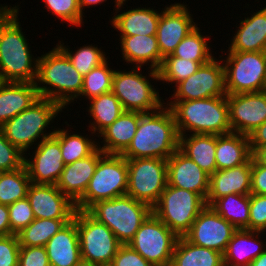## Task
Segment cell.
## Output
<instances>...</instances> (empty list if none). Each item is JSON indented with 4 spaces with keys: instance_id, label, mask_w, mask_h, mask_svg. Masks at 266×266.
<instances>
[{
    "instance_id": "obj_1",
    "label": "cell",
    "mask_w": 266,
    "mask_h": 266,
    "mask_svg": "<svg viewBox=\"0 0 266 266\" xmlns=\"http://www.w3.org/2000/svg\"><path fill=\"white\" fill-rule=\"evenodd\" d=\"M19 10V5H0V80L35 83L39 56L31 53Z\"/></svg>"
},
{
    "instance_id": "obj_2",
    "label": "cell",
    "mask_w": 266,
    "mask_h": 266,
    "mask_svg": "<svg viewBox=\"0 0 266 266\" xmlns=\"http://www.w3.org/2000/svg\"><path fill=\"white\" fill-rule=\"evenodd\" d=\"M179 149V134L170 108L164 104L150 113H139L136 133L127 149L125 159L159 158L167 160Z\"/></svg>"
},
{
    "instance_id": "obj_3",
    "label": "cell",
    "mask_w": 266,
    "mask_h": 266,
    "mask_svg": "<svg viewBox=\"0 0 266 266\" xmlns=\"http://www.w3.org/2000/svg\"><path fill=\"white\" fill-rule=\"evenodd\" d=\"M83 78L57 45L38 58L35 85L39 97L51 99L63 109L72 101L80 100Z\"/></svg>"
},
{
    "instance_id": "obj_4",
    "label": "cell",
    "mask_w": 266,
    "mask_h": 266,
    "mask_svg": "<svg viewBox=\"0 0 266 266\" xmlns=\"http://www.w3.org/2000/svg\"><path fill=\"white\" fill-rule=\"evenodd\" d=\"M179 136L191 134L225 135L231 133L227 96L186 101H167ZM187 132V133H186Z\"/></svg>"
},
{
    "instance_id": "obj_5",
    "label": "cell",
    "mask_w": 266,
    "mask_h": 266,
    "mask_svg": "<svg viewBox=\"0 0 266 266\" xmlns=\"http://www.w3.org/2000/svg\"><path fill=\"white\" fill-rule=\"evenodd\" d=\"M62 109L55 101L39 97L29 108L5 122L0 129L12 145L27 154L31 147L54 135L55 127L49 132L45 129L54 123L53 120L60 112H64Z\"/></svg>"
},
{
    "instance_id": "obj_6",
    "label": "cell",
    "mask_w": 266,
    "mask_h": 266,
    "mask_svg": "<svg viewBox=\"0 0 266 266\" xmlns=\"http://www.w3.org/2000/svg\"><path fill=\"white\" fill-rule=\"evenodd\" d=\"M87 212L105 224L122 245H128L152 208L129 195L103 200L93 204Z\"/></svg>"
},
{
    "instance_id": "obj_7",
    "label": "cell",
    "mask_w": 266,
    "mask_h": 266,
    "mask_svg": "<svg viewBox=\"0 0 266 266\" xmlns=\"http://www.w3.org/2000/svg\"><path fill=\"white\" fill-rule=\"evenodd\" d=\"M142 67L131 70H115L112 92L120 100L125 111L150 113L160 109L165 103L151 80L159 81V73L151 69L149 76H143ZM160 96V97H159Z\"/></svg>"
},
{
    "instance_id": "obj_8",
    "label": "cell",
    "mask_w": 266,
    "mask_h": 266,
    "mask_svg": "<svg viewBox=\"0 0 266 266\" xmlns=\"http://www.w3.org/2000/svg\"><path fill=\"white\" fill-rule=\"evenodd\" d=\"M127 188V159L122 155L104 154L85 193L75 202L76 210L87 211L96 202L126 195Z\"/></svg>"
},
{
    "instance_id": "obj_9",
    "label": "cell",
    "mask_w": 266,
    "mask_h": 266,
    "mask_svg": "<svg viewBox=\"0 0 266 266\" xmlns=\"http://www.w3.org/2000/svg\"><path fill=\"white\" fill-rule=\"evenodd\" d=\"M226 52L222 58L226 94L265 91L266 52Z\"/></svg>"
},
{
    "instance_id": "obj_10",
    "label": "cell",
    "mask_w": 266,
    "mask_h": 266,
    "mask_svg": "<svg viewBox=\"0 0 266 266\" xmlns=\"http://www.w3.org/2000/svg\"><path fill=\"white\" fill-rule=\"evenodd\" d=\"M206 201L197 193L166 185L152 212L178 237L184 236Z\"/></svg>"
},
{
    "instance_id": "obj_11",
    "label": "cell",
    "mask_w": 266,
    "mask_h": 266,
    "mask_svg": "<svg viewBox=\"0 0 266 266\" xmlns=\"http://www.w3.org/2000/svg\"><path fill=\"white\" fill-rule=\"evenodd\" d=\"M82 261L95 266H109L122 245L114 233L87 211L76 210Z\"/></svg>"
},
{
    "instance_id": "obj_12",
    "label": "cell",
    "mask_w": 266,
    "mask_h": 266,
    "mask_svg": "<svg viewBox=\"0 0 266 266\" xmlns=\"http://www.w3.org/2000/svg\"><path fill=\"white\" fill-rule=\"evenodd\" d=\"M126 194L153 208L167 185V160L159 158L127 159Z\"/></svg>"
},
{
    "instance_id": "obj_13",
    "label": "cell",
    "mask_w": 266,
    "mask_h": 266,
    "mask_svg": "<svg viewBox=\"0 0 266 266\" xmlns=\"http://www.w3.org/2000/svg\"><path fill=\"white\" fill-rule=\"evenodd\" d=\"M178 238L152 212L128 245L153 266H170Z\"/></svg>"
},
{
    "instance_id": "obj_14",
    "label": "cell",
    "mask_w": 266,
    "mask_h": 266,
    "mask_svg": "<svg viewBox=\"0 0 266 266\" xmlns=\"http://www.w3.org/2000/svg\"><path fill=\"white\" fill-rule=\"evenodd\" d=\"M219 57V60L214 57L210 62L201 65L194 74L178 83L169 101L227 96L222 55Z\"/></svg>"
},
{
    "instance_id": "obj_15",
    "label": "cell",
    "mask_w": 266,
    "mask_h": 266,
    "mask_svg": "<svg viewBox=\"0 0 266 266\" xmlns=\"http://www.w3.org/2000/svg\"><path fill=\"white\" fill-rule=\"evenodd\" d=\"M238 229L206 206L184 237L191 243L225 253L228 242Z\"/></svg>"
},
{
    "instance_id": "obj_16",
    "label": "cell",
    "mask_w": 266,
    "mask_h": 266,
    "mask_svg": "<svg viewBox=\"0 0 266 266\" xmlns=\"http://www.w3.org/2000/svg\"><path fill=\"white\" fill-rule=\"evenodd\" d=\"M231 131L249 136L266 121V91L227 95Z\"/></svg>"
},
{
    "instance_id": "obj_17",
    "label": "cell",
    "mask_w": 266,
    "mask_h": 266,
    "mask_svg": "<svg viewBox=\"0 0 266 266\" xmlns=\"http://www.w3.org/2000/svg\"><path fill=\"white\" fill-rule=\"evenodd\" d=\"M31 149H34L32 158L25 155L24 159L31 183L56 185L65 167L60 141L53 135Z\"/></svg>"
},
{
    "instance_id": "obj_18",
    "label": "cell",
    "mask_w": 266,
    "mask_h": 266,
    "mask_svg": "<svg viewBox=\"0 0 266 266\" xmlns=\"http://www.w3.org/2000/svg\"><path fill=\"white\" fill-rule=\"evenodd\" d=\"M184 2L171 3L162 8L157 25V41L160 53L166 57L197 26Z\"/></svg>"
},
{
    "instance_id": "obj_19",
    "label": "cell",
    "mask_w": 266,
    "mask_h": 266,
    "mask_svg": "<svg viewBox=\"0 0 266 266\" xmlns=\"http://www.w3.org/2000/svg\"><path fill=\"white\" fill-rule=\"evenodd\" d=\"M27 199L36 219L72 220L74 218L75 203L56 185L31 183Z\"/></svg>"
},
{
    "instance_id": "obj_20",
    "label": "cell",
    "mask_w": 266,
    "mask_h": 266,
    "mask_svg": "<svg viewBox=\"0 0 266 266\" xmlns=\"http://www.w3.org/2000/svg\"><path fill=\"white\" fill-rule=\"evenodd\" d=\"M167 185L195 192L206 201L209 175L178 149L167 159Z\"/></svg>"
},
{
    "instance_id": "obj_21",
    "label": "cell",
    "mask_w": 266,
    "mask_h": 266,
    "mask_svg": "<svg viewBox=\"0 0 266 266\" xmlns=\"http://www.w3.org/2000/svg\"><path fill=\"white\" fill-rule=\"evenodd\" d=\"M252 157L237 167L216 170L209 176V191L206 205L210 206L216 199L229 194H251Z\"/></svg>"
},
{
    "instance_id": "obj_22",
    "label": "cell",
    "mask_w": 266,
    "mask_h": 266,
    "mask_svg": "<svg viewBox=\"0 0 266 266\" xmlns=\"http://www.w3.org/2000/svg\"><path fill=\"white\" fill-rule=\"evenodd\" d=\"M104 154L98 147L91 155L66 164L56 183L57 188L75 203L85 193L98 160Z\"/></svg>"
},
{
    "instance_id": "obj_23",
    "label": "cell",
    "mask_w": 266,
    "mask_h": 266,
    "mask_svg": "<svg viewBox=\"0 0 266 266\" xmlns=\"http://www.w3.org/2000/svg\"><path fill=\"white\" fill-rule=\"evenodd\" d=\"M126 1H119L115 15L110 20L112 27L120 32L119 36L156 35L157 25L162 11L150 7H137L120 12ZM120 12L119 14H117Z\"/></svg>"
},
{
    "instance_id": "obj_24",
    "label": "cell",
    "mask_w": 266,
    "mask_h": 266,
    "mask_svg": "<svg viewBox=\"0 0 266 266\" xmlns=\"http://www.w3.org/2000/svg\"><path fill=\"white\" fill-rule=\"evenodd\" d=\"M50 266H76L82 262L79 234L73 218L44 246Z\"/></svg>"
},
{
    "instance_id": "obj_25",
    "label": "cell",
    "mask_w": 266,
    "mask_h": 266,
    "mask_svg": "<svg viewBox=\"0 0 266 266\" xmlns=\"http://www.w3.org/2000/svg\"><path fill=\"white\" fill-rule=\"evenodd\" d=\"M119 40L124 62L134 64L133 67L150 65L147 69L159 70L164 57L160 53L156 35L120 36Z\"/></svg>"
},
{
    "instance_id": "obj_26",
    "label": "cell",
    "mask_w": 266,
    "mask_h": 266,
    "mask_svg": "<svg viewBox=\"0 0 266 266\" xmlns=\"http://www.w3.org/2000/svg\"><path fill=\"white\" fill-rule=\"evenodd\" d=\"M251 15L239 22L227 51L266 52V6Z\"/></svg>"
},
{
    "instance_id": "obj_27",
    "label": "cell",
    "mask_w": 266,
    "mask_h": 266,
    "mask_svg": "<svg viewBox=\"0 0 266 266\" xmlns=\"http://www.w3.org/2000/svg\"><path fill=\"white\" fill-rule=\"evenodd\" d=\"M264 234L262 231L238 229L223 254L224 266H249L266 249V241L260 239Z\"/></svg>"
},
{
    "instance_id": "obj_28",
    "label": "cell",
    "mask_w": 266,
    "mask_h": 266,
    "mask_svg": "<svg viewBox=\"0 0 266 266\" xmlns=\"http://www.w3.org/2000/svg\"><path fill=\"white\" fill-rule=\"evenodd\" d=\"M39 94L35 83H0V127L17 114L29 108Z\"/></svg>"
},
{
    "instance_id": "obj_29",
    "label": "cell",
    "mask_w": 266,
    "mask_h": 266,
    "mask_svg": "<svg viewBox=\"0 0 266 266\" xmlns=\"http://www.w3.org/2000/svg\"><path fill=\"white\" fill-rule=\"evenodd\" d=\"M139 123V112L124 111L111 125L105 128L97 137L98 147L105 154L121 155L133 139Z\"/></svg>"
},
{
    "instance_id": "obj_30",
    "label": "cell",
    "mask_w": 266,
    "mask_h": 266,
    "mask_svg": "<svg viewBox=\"0 0 266 266\" xmlns=\"http://www.w3.org/2000/svg\"><path fill=\"white\" fill-rule=\"evenodd\" d=\"M252 157L249 136L239 133L216 135L217 170H225L245 164Z\"/></svg>"
},
{
    "instance_id": "obj_31",
    "label": "cell",
    "mask_w": 266,
    "mask_h": 266,
    "mask_svg": "<svg viewBox=\"0 0 266 266\" xmlns=\"http://www.w3.org/2000/svg\"><path fill=\"white\" fill-rule=\"evenodd\" d=\"M179 150L189 159L193 160L209 176L217 170L215 159L216 135H180Z\"/></svg>"
},
{
    "instance_id": "obj_32",
    "label": "cell",
    "mask_w": 266,
    "mask_h": 266,
    "mask_svg": "<svg viewBox=\"0 0 266 266\" xmlns=\"http://www.w3.org/2000/svg\"><path fill=\"white\" fill-rule=\"evenodd\" d=\"M170 266H224L223 254L189 242L184 236L177 239Z\"/></svg>"
},
{
    "instance_id": "obj_33",
    "label": "cell",
    "mask_w": 266,
    "mask_h": 266,
    "mask_svg": "<svg viewBox=\"0 0 266 266\" xmlns=\"http://www.w3.org/2000/svg\"><path fill=\"white\" fill-rule=\"evenodd\" d=\"M88 114L92 117V123L88 125L92 131L93 136L99 135L105 128L111 125L125 110L120 100L113 94L108 92L101 94L100 96L91 98L89 100ZM97 132V133H96ZM94 134V135H93Z\"/></svg>"
},
{
    "instance_id": "obj_34",
    "label": "cell",
    "mask_w": 266,
    "mask_h": 266,
    "mask_svg": "<svg viewBox=\"0 0 266 266\" xmlns=\"http://www.w3.org/2000/svg\"><path fill=\"white\" fill-rule=\"evenodd\" d=\"M210 207L237 229L249 230V195L229 194L216 199Z\"/></svg>"
},
{
    "instance_id": "obj_35",
    "label": "cell",
    "mask_w": 266,
    "mask_h": 266,
    "mask_svg": "<svg viewBox=\"0 0 266 266\" xmlns=\"http://www.w3.org/2000/svg\"><path fill=\"white\" fill-rule=\"evenodd\" d=\"M68 130V126L67 129H64V127L63 129L56 128L54 133V136L60 141L61 154L65 165L91 155L98 148V141L91 140L90 137L83 136L81 133L71 134Z\"/></svg>"
},
{
    "instance_id": "obj_36",
    "label": "cell",
    "mask_w": 266,
    "mask_h": 266,
    "mask_svg": "<svg viewBox=\"0 0 266 266\" xmlns=\"http://www.w3.org/2000/svg\"><path fill=\"white\" fill-rule=\"evenodd\" d=\"M198 25L192 29L191 32L177 45L175 50L172 52L173 56L183 58L185 60H191L199 62L204 65L210 62L215 56L212 55L213 48H210L209 42L210 37L200 31Z\"/></svg>"
},
{
    "instance_id": "obj_37",
    "label": "cell",
    "mask_w": 266,
    "mask_h": 266,
    "mask_svg": "<svg viewBox=\"0 0 266 266\" xmlns=\"http://www.w3.org/2000/svg\"><path fill=\"white\" fill-rule=\"evenodd\" d=\"M71 220L34 219L17 233L20 246H45L46 243Z\"/></svg>"
},
{
    "instance_id": "obj_38",
    "label": "cell",
    "mask_w": 266,
    "mask_h": 266,
    "mask_svg": "<svg viewBox=\"0 0 266 266\" xmlns=\"http://www.w3.org/2000/svg\"><path fill=\"white\" fill-rule=\"evenodd\" d=\"M31 180L25 165L14 171L0 173V204L10 205L27 198Z\"/></svg>"
},
{
    "instance_id": "obj_39",
    "label": "cell",
    "mask_w": 266,
    "mask_h": 266,
    "mask_svg": "<svg viewBox=\"0 0 266 266\" xmlns=\"http://www.w3.org/2000/svg\"><path fill=\"white\" fill-rule=\"evenodd\" d=\"M59 43V44H58ZM57 46L67 55L74 68L82 75H87L94 67L104 63L108 58L101 50V47L95 45H84L74 52L70 50L69 46L59 41ZM68 47V48H67Z\"/></svg>"
},
{
    "instance_id": "obj_40",
    "label": "cell",
    "mask_w": 266,
    "mask_h": 266,
    "mask_svg": "<svg viewBox=\"0 0 266 266\" xmlns=\"http://www.w3.org/2000/svg\"><path fill=\"white\" fill-rule=\"evenodd\" d=\"M108 59L94 67L83 78V88L80 93V98L83 96L85 99L100 96L101 94L112 91L113 75L115 70L108 66Z\"/></svg>"
},
{
    "instance_id": "obj_41",
    "label": "cell",
    "mask_w": 266,
    "mask_h": 266,
    "mask_svg": "<svg viewBox=\"0 0 266 266\" xmlns=\"http://www.w3.org/2000/svg\"><path fill=\"white\" fill-rule=\"evenodd\" d=\"M200 66L199 62L185 60L169 54L163 58L162 65L158 70L159 80L163 81V84L164 82L166 84H175L172 86L175 87L178 83L194 74Z\"/></svg>"
},
{
    "instance_id": "obj_42",
    "label": "cell",
    "mask_w": 266,
    "mask_h": 266,
    "mask_svg": "<svg viewBox=\"0 0 266 266\" xmlns=\"http://www.w3.org/2000/svg\"><path fill=\"white\" fill-rule=\"evenodd\" d=\"M45 3V9L55 17L69 23V25L82 26L84 15L82 14L78 0H42Z\"/></svg>"
},
{
    "instance_id": "obj_43",
    "label": "cell",
    "mask_w": 266,
    "mask_h": 266,
    "mask_svg": "<svg viewBox=\"0 0 266 266\" xmlns=\"http://www.w3.org/2000/svg\"><path fill=\"white\" fill-rule=\"evenodd\" d=\"M8 210L11 235L19 233L35 219L27 198L8 205Z\"/></svg>"
},
{
    "instance_id": "obj_44",
    "label": "cell",
    "mask_w": 266,
    "mask_h": 266,
    "mask_svg": "<svg viewBox=\"0 0 266 266\" xmlns=\"http://www.w3.org/2000/svg\"><path fill=\"white\" fill-rule=\"evenodd\" d=\"M25 154L12 145L0 129V172L14 171L24 166Z\"/></svg>"
},
{
    "instance_id": "obj_45",
    "label": "cell",
    "mask_w": 266,
    "mask_h": 266,
    "mask_svg": "<svg viewBox=\"0 0 266 266\" xmlns=\"http://www.w3.org/2000/svg\"><path fill=\"white\" fill-rule=\"evenodd\" d=\"M249 230L266 232V195L250 194Z\"/></svg>"
},
{
    "instance_id": "obj_46",
    "label": "cell",
    "mask_w": 266,
    "mask_h": 266,
    "mask_svg": "<svg viewBox=\"0 0 266 266\" xmlns=\"http://www.w3.org/2000/svg\"><path fill=\"white\" fill-rule=\"evenodd\" d=\"M19 252L17 235L0 236V266H18Z\"/></svg>"
},
{
    "instance_id": "obj_47",
    "label": "cell",
    "mask_w": 266,
    "mask_h": 266,
    "mask_svg": "<svg viewBox=\"0 0 266 266\" xmlns=\"http://www.w3.org/2000/svg\"><path fill=\"white\" fill-rule=\"evenodd\" d=\"M18 266H50L44 246H20Z\"/></svg>"
},
{
    "instance_id": "obj_48",
    "label": "cell",
    "mask_w": 266,
    "mask_h": 266,
    "mask_svg": "<svg viewBox=\"0 0 266 266\" xmlns=\"http://www.w3.org/2000/svg\"><path fill=\"white\" fill-rule=\"evenodd\" d=\"M109 266H153L129 245H121Z\"/></svg>"
},
{
    "instance_id": "obj_49",
    "label": "cell",
    "mask_w": 266,
    "mask_h": 266,
    "mask_svg": "<svg viewBox=\"0 0 266 266\" xmlns=\"http://www.w3.org/2000/svg\"><path fill=\"white\" fill-rule=\"evenodd\" d=\"M251 194L266 195V166L252 157Z\"/></svg>"
},
{
    "instance_id": "obj_50",
    "label": "cell",
    "mask_w": 266,
    "mask_h": 266,
    "mask_svg": "<svg viewBox=\"0 0 266 266\" xmlns=\"http://www.w3.org/2000/svg\"><path fill=\"white\" fill-rule=\"evenodd\" d=\"M249 143L252 154L258 148L266 146V121L249 135Z\"/></svg>"
},
{
    "instance_id": "obj_51",
    "label": "cell",
    "mask_w": 266,
    "mask_h": 266,
    "mask_svg": "<svg viewBox=\"0 0 266 266\" xmlns=\"http://www.w3.org/2000/svg\"><path fill=\"white\" fill-rule=\"evenodd\" d=\"M11 235L8 205L0 204V236Z\"/></svg>"
},
{
    "instance_id": "obj_52",
    "label": "cell",
    "mask_w": 266,
    "mask_h": 266,
    "mask_svg": "<svg viewBox=\"0 0 266 266\" xmlns=\"http://www.w3.org/2000/svg\"><path fill=\"white\" fill-rule=\"evenodd\" d=\"M252 157L262 166H266V146L258 148Z\"/></svg>"
},
{
    "instance_id": "obj_53",
    "label": "cell",
    "mask_w": 266,
    "mask_h": 266,
    "mask_svg": "<svg viewBox=\"0 0 266 266\" xmlns=\"http://www.w3.org/2000/svg\"><path fill=\"white\" fill-rule=\"evenodd\" d=\"M106 1L107 0H78V3H79V7H80L82 14H84L85 7L90 8V6H92V7H93V5L97 6V5H100L104 2L106 3Z\"/></svg>"
},
{
    "instance_id": "obj_54",
    "label": "cell",
    "mask_w": 266,
    "mask_h": 266,
    "mask_svg": "<svg viewBox=\"0 0 266 266\" xmlns=\"http://www.w3.org/2000/svg\"><path fill=\"white\" fill-rule=\"evenodd\" d=\"M249 266H266V249Z\"/></svg>"
},
{
    "instance_id": "obj_55",
    "label": "cell",
    "mask_w": 266,
    "mask_h": 266,
    "mask_svg": "<svg viewBox=\"0 0 266 266\" xmlns=\"http://www.w3.org/2000/svg\"><path fill=\"white\" fill-rule=\"evenodd\" d=\"M76 266H95V265H92V264H89V263H86V262L82 261L80 264H78Z\"/></svg>"
},
{
    "instance_id": "obj_56",
    "label": "cell",
    "mask_w": 266,
    "mask_h": 266,
    "mask_svg": "<svg viewBox=\"0 0 266 266\" xmlns=\"http://www.w3.org/2000/svg\"><path fill=\"white\" fill-rule=\"evenodd\" d=\"M119 1H127V0H114V4H115V6L114 7H116L117 5H118V3H119Z\"/></svg>"
}]
</instances>
